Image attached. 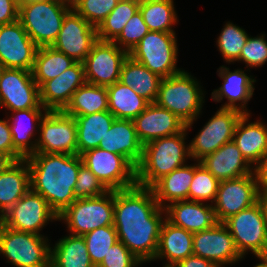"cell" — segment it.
Returning <instances> with one entry per match:
<instances>
[{
	"label": "cell",
	"instance_id": "6da1fadb",
	"mask_svg": "<svg viewBox=\"0 0 267 267\" xmlns=\"http://www.w3.org/2000/svg\"><path fill=\"white\" fill-rule=\"evenodd\" d=\"M163 211L149 187L135 185L114 191L113 225L118 240L141 262L155 259Z\"/></svg>",
	"mask_w": 267,
	"mask_h": 267
},
{
	"label": "cell",
	"instance_id": "7a4b0ae2",
	"mask_svg": "<svg viewBox=\"0 0 267 267\" xmlns=\"http://www.w3.org/2000/svg\"><path fill=\"white\" fill-rule=\"evenodd\" d=\"M31 189L43 196L50 208L61 214L75 200L74 188L79 168L78 154L33 153L26 157Z\"/></svg>",
	"mask_w": 267,
	"mask_h": 267
},
{
	"label": "cell",
	"instance_id": "3957f363",
	"mask_svg": "<svg viewBox=\"0 0 267 267\" xmlns=\"http://www.w3.org/2000/svg\"><path fill=\"white\" fill-rule=\"evenodd\" d=\"M186 131L143 145L142 158L136 167V185L150 188L161 177L184 165L185 158L190 157L189 146L184 142Z\"/></svg>",
	"mask_w": 267,
	"mask_h": 267
},
{
	"label": "cell",
	"instance_id": "277c9868",
	"mask_svg": "<svg viewBox=\"0 0 267 267\" xmlns=\"http://www.w3.org/2000/svg\"><path fill=\"white\" fill-rule=\"evenodd\" d=\"M71 9L72 4L64 0L26 3L19 5L18 20L38 47L52 46Z\"/></svg>",
	"mask_w": 267,
	"mask_h": 267
},
{
	"label": "cell",
	"instance_id": "5b68a950",
	"mask_svg": "<svg viewBox=\"0 0 267 267\" xmlns=\"http://www.w3.org/2000/svg\"><path fill=\"white\" fill-rule=\"evenodd\" d=\"M203 93L197 81L185 71L166 77L159 85L155 103L174 113L188 130L194 119L200 114Z\"/></svg>",
	"mask_w": 267,
	"mask_h": 267
},
{
	"label": "cell",
	"instance_id": "8992f818",
	"mask_svg": "<svg viewBox=\"0 0 267 267\" xmlns=\"http://www.w3.org/2000/svg\"><path fill=\"white\" fill-rule=\"evenodd\" d=\"M223 224L242 257L248 249L260 259L267 257V219L258 201L226 219Z\"/></svg>",
	"mask_w": 267,
	"mask_h": 267
},
{
	"label": "cell",
	"instance_id": "52a82bcc",
	"mask_svg": "<svg viewBox=\"0 0 267 267\" xmlns=\"http://www.w3.org/2000/svg\"><path fill=\"white\" fill-rule=\"evenodd\" d=\"M44 236L18 231L0 223V253L16 267H50V249Z\"/></svg>",
	"mask_w": 267,
	"mask_h": 267
},
{
	"label": "cell",
	"instance_id": "ba28073f",
	"mask_svg": "<svg viewBox=\"0 0 267 267\" xmlns=\"http://www.w3.org/2000/svg\"><path fill=\"white\" fill-rule=\"evenodd\" d=\"M175 32L149 31L128 54L162 79L179 73L176 68Z\"/></svg>",
	"mask_w": 267,
	"mask_h": 267
},
{
	"label": "cell",
	"instance_id": "9c48e42d",
	"mask_svg": "<svg viewBox=\"0 0 267 267\" xmlns=\"http://www.w3.org/2000/svg\"><path fill=\"white\" fill-rule=\"evenodd\" d=\"M114 191L109 190L98 197L76 199L61 214L58 220L67 222L72 235H84L99 227L113 225Z\"/></svg>",
	"mask_w": 267,
	"mask_h": 267
},
{
	"label": "cell",
	"instance_id": "30bf717a",
	"mask_svg": "<svg viewBox=\"0 0 267 267\" xmlns=\"http://www.w3.org/2000/svg\"><path fill=\"white\" fill-rule=\"evenodd\" d=\"M83 164L108 190H122L136 185V169L121 155L94 148L81 155Z\"/></svg>",
	"mask_w": 267,
	"mask_h": 267
},
{
	"label": "cell",
	"instance_id": "8fae6325",
	"mask_svg": "<svg viewBox=\"0 0 267 267\" xmlns=\"http://www.w3.org/2000/svg\"><path fill=\"white\" fill-rule=\"evenodd\" d=\"M38 123L41 133L36 141V153L77 154L74 117L63 111H47Z\"/></svg>",
	"mask_w": 267,
	"mask_h": 267
},
{
	"label": "cell",
	"instance_id": "7c38bea8",
	"mask_svg": "<svg viewBox=\"0 0 267 267\" xmlns=\"http://www.w3.org/2000/svg\"><path fill=\"white\" fill-rule=\"evenodd\" d=\"M117 45L113 41L102 40L93 44L83 62L87 83L108 87L119 81L121 66L128 53Z\"/></svg>",
	"mask_w": 267,
	"mask_h": 267
},
{
	"label": "cell",
	"instance_id": "4fadbf2b",
	"mask_svg": "<svg viewBox=\"0 0 267 267\" xmlns=\"http://www.w3.org/2000/svg\"><path fill=\"white\" fill-rule=\"evenodd\" d=\"M57 220L58 215L46 199L31 188L2 216L0 223L8 228L38 235L47 221Z\"/></svg>",
	"mask_w": 267,
	"mask_h": 267
},
{
	"label": "cell",
	"instance_id": "5bb4252c",
	"mask_svg": "<svg viewBox=\"0 0 267 267\" xmlns=\"http://www.w3.org/2000/svg\"><path fill=\"white\" fill-rule=\"evenodd\" d=\"M258 201V184L255 172L242 177L221 181L215 198L214 213L217 222L252 206Z\"/></svg>",
	"mask_w": 267,
	"mask_h": 267
},
{
	"label": "cell",
	"instance_id": "9a60e30c",
	"mask_svg": "<svg viewBox=\"0 0 267 267\" xmlns=\"http://www.w3.org/2000/svg\"><path fill=\"white\" fill-rule=\"evenodd\" d=\"M39 87L32 71L4 68L0 75V106L11 111L41 106Z\"/></svg>",
	"mask_w": 267,
	"mask_h": 267
},
{
	"label": "cell",
	"instance_id": "2e32d148",
	"mask_svg": "<svg viewBox=\"0 0 267 267\" xmlns=\"http://www.w3.org/2000/svg\"><path fill=\"white\" fill-rule=\"evenodd\" d=\"M242 115L237 109L220 108L189 144L190 157L200 161L232 141L236 124Z\"/></svg>",
	"mask_w": 267,
	"mask_h": 267
},
{
	"label": "cell",
	"instance_id": "e0dca14e",
	"mask_svg": "<svg viewBox=\"0 0 267 267\" xmlns=\"http://www.w3.org/2000/svg\"><path fill=\"white\" fill-rule=\"evenodd\" d=\"M97 40V28L72 8L64 17L57 40L52 47L75 62L83 63Z\"/></svg>",
	"mask_w": 267,
	"mask_h": 267
},
{
	"label": "cell",
	"instance_id": "ac0fdd59",
	"mask_svg": "<svg viewBox=\"0 0 267 267\" xmlns=\"http://www.w3.org/2000/svg\"><path fill=\"white\" fill-rule=\"evenodd\" d=\"M37 49L19 20L0 25V61L4 68L32 71Z\"/></svg>",
	"mask_w": 267,
	"mask_h": 267
},
{
	"label": "cell",
	"instance_id": "d6986e66",
	"mask_svg": "<svg viewBox=\"0 0 267 267\" xmlns=\"http://www.w3.org/2000/svg\"><path fill=\"white\" fill-rule=\"evenodd\" d=\"M193 254L207 259L221 267L243 258L237 251L227 227L217 222L212 228L193 235Z\"/></svg>",
	"mask_w": 267,
	"mask_h": 267
},
{
	"label": "cell",
	"instance_id": "ffe728a7",
	"mask_svg": "<svg viewBox=\"0 0 267 267\" xmlns=\"http://www.w3.org/2000/svg\"><path fill=\"white\" fill-rule=\"evenodd\" d=\"M84 64L75 62L58 77L39 87L40 101L47 111H63L72 95L85 83Z\"/></svg>",
	"mask_w": 267,
	"mask_h": 267
},
{
	"label": "cell",
	"instance_id": "44dd1931",
	"mask_svg": "<svg viewBox=\"0 0 267 267\" xmlns=\"http://www.w3.org/2000/svg\"><path fill=\"white\" fill-rule=\"evenodd\" d=\"M133 122L138 139L143 145L158 138L178 134L186 125L174 113L156 103H149Z\"/></svg>",
	"mask_w": 267,
	"mask_h": 267
},
{
	"label": "cell",
	"instance_id": "7402d4cb",
	"mask_svg": "<svg viewBox=\"0 0 267 267\" xmlns=\"http://www.w3.org/2000/svg\"><path fill=\"white\" fill-rule=\"evenodd\" d=\"M98 148L123 156L135 169L142 158L143 144L138 139L133 120L115 118Z\"/></svg>",
	"mask_w": 267,
	"mask_h": 267
},
{
	"label": "cell",
	"instance_id": "603a6c76",
	"mask_svg": "<svg viewBox=\"0 0 267 267\" xmlns=\"http://www.w3.org/2000/svg\"><path fill=\"white\" fill-rule=\"evenodd\" d=\"M164 206L166 219L191 233L210 229L217 223L213 206L203 202L182 200Z\"/></svg>",
	"mask_w": 267,
	"mask_h": 267
},
{
	"label": "cell",
	"instance_id": "cb8c5ba5",
	"mask_svg": "<svg viewBox=\"0 0 267 267\" xmlns=\"http://www.w3.org/2000/svg\"><path fill=\"white\" fill-rule=\"evenodd\" d=\"M199 162L219 182L254 173L233 140L222 145Z\"/></svg>",
	"mask_w": 267,
	"mask_h": 267
},
{
	"label": "cell",
	"instance_id": "d4e9b609",
	"mask_svg": "<svg viewBox=\"0 0 267 267\" xmlns=\"http://www.w3.org/2000/svg\"><path fill=\"white\" fill-rule=\"evenodd\" d=\"M248 114H243L238 120L233 141L249 164L257 166L267 155V126L257 122L248 123ZM246 124V125H245Z\"/></svg>",
	"mask_w": 267,
	"mask_h": 267
},
{
	"label": "cell",
	"instance_id": "484cf974",
	"mask_svg": "<svg viewBox=\"0 0 267 267\" xmlns=\"http://www.w3.org/2000/svg\"><path fill=\"white\" fill-rule=\"evenodd\" d=\"M217 72H219L220 78L224 81L219 89L212 92V99L219 102L225 96L228 99V103H225L221 108L237 109L243 114H248L244 108L253 95V82L256 80L248 77L242 70L231 72L229 68L224 66ZM237 101H242L240 107L236 105Z\"/></svg>",
	"mask_w": 267,
	"mask_h": 267
},
{
	"label": "cell",
	"instance_id": "4316f807",
	"mask_svg": "<svg viewBox=\"0 0 267 267\" xmlns=\"http://www.w3.org/2000/svg\"><path fill=\"white\" fill-rule=\"evenodd\" d=\"M193 235L194 233L173 225L165 218L160 230L155 259L166 257L168 264L165 266H174L189 257L193 254Z\"/></svg>",
	"mask_w": 267,
	"mask_h": 267
},
{
	"label": "cell",
	"instance_id": "83f0119b",
	"mask_svg": "<svg viewBox=\"0 0 267 267\" xmlns=\"http://www.w3.org/2000/svg\"><path fill=\"white\" fill-rule=\"evenodd\" d=\"M30 188V169L26 158L14 161L0 174V216Z\"/></svg>",
	"mask_w": 267,
	"mask_h": 267
},
{
	"label": "cell",
	"instance_id": "f1b7e54d",
	"mask_svg": "<svg viewBox=\"0 0 267 267\" xmlns=\"http://www.w3.org/2000/svg\"><path fill=\"white\" fill-rule=\"evenodd\" d=\"M161 80V77L130 56L124 60L121 66L119 82L131 87L149 103H155Z\"/></svg>",
	"mask_w": 267,
	"mask_h": 267
},
{
	"label": "cell",
	"instance_id": "f546056e",
	"mask_svg": "<svg viewBox=\"0 0 267 267\" xmlns=\"http://www.w3.org/2000/svg\"><path fill=\"white\" fill-rule=\"evenodd\" d=\"M77 127V154L98 148L101 139L109 131L115 120L109 111L96 112L90 115L75 116Z\"/></svg>",
	"mask_w": 267,
	"mask_h": 267
},
{
	"label": "cell",
	"instance_id": "4dcf8cb0",
	"mask_svg": "<svg viewBox=\"0 0 267 267\" xmlns=\"http://www.w3.org/2000/svg\"><path fill=\"white\" fill-rule=\"evenodd\" d=\"M194 166L183 165L157 180L150 188L161 208L163 203L188 200Z\"/></svg>",
	"mask_w": 267,
	"mask_h": 267
},
{
	"label": "cell",
	"instance_id": "1f68e13d",
	"mask_svg": "<svg viewBox=\"0 0 267 267\" xmlns=\"http://www.w3.org/2000/svg\"><path fill=\"white\" fill-rule=\"evenodd\" d=\"M50 267H95L83 236L69 235L50 249Z\"/></svg>",
	"mask_w": 267,
	"mask_h": 267
},
{
	"label": "cell",
	"instance_id": "d6a6232c",
	"mask_svg": "<svg viewBox=\"0 0 267 267\" xmlns=\"http://www.w3.org/2000/svg\"><path fill=\"white\" fill-rule=\"evenodd\" d=\"M106 110H109L107 88L85 82L72 95L63 112L75 117Z\"/></svg>",
	"mask_w": 267,
	"mask_h": 267
},
{
	"label": "cell",
	"instance_id": "836d02e7",
	"mask_svg": "<svg viewBox=\"0 0 267 267\" xmlns=\"http://www.w3.org/2000/svg\"><path fill=\"white\" fill-rule=\"evenodd\" d=\"M106 88L108 92L109 111L117 119L134 120L149 104L147 100L139 96L131 87L119 81Z\"/></svg>",
	"mask_w": 267,
	"mask_h": 267
},
{
	"label": "cell",
	"instance_id": "e575fe53",
	"mask_svg": "<svg viewBox=\"0 0 267 267\" xmlns=\"http://www.w3.org/2000/svg\"><path fill=\"white\" fill-rule=\"evenodd\" d=\"M74 63L72 58L55 50L52 46L38 47L32 69L33 79L40 87L44 82L61 75Z\"/></svg>",
	"mask_w": 267,
	"mask_h": 267
},
{
	"label": "cell",
	"instance_id": "d590c367",
	"mask_svg": "<svg viewBox=\"0 0 267 267\" xmlns=\"http://www.w3.org/2000/svg\"><path fill=\"white\" fill-rule=\"evenodd\" d=\"M41 109H43L44 112H47V110L42 105L36 109L14 111V116L12 117L13 121L11 122V124L9 122L13 146L24 158L32 155L33 153H36V142L33 144L30 141V138L33 137V131H35L33 130L34 127H36L35 121L40 122L42 117L45 115L42 114ZM23 117L29 118L32 121V126L30 125V127L28 128H26V126L24 127L23 122L21 121L22 119H24Z\"/></svg>",
	"mask_w": 267,
	"mask_h": 267
},
{
	"label": "cell",
	"instance_id": "8d00e7d4",
	"mask_svg": "<svg viewBox=\"0 0 267 267\" xmlns=\"http://www.w3.org/2000/svg\"><path fill=\"white\" fill-rule=\"evenodd\" d=\"M139 10L149 31L174 32L171 26L177 16L173 0H140Z\"/></svg>",
	"mask_w": 267,
	"mask_h": 267
},
{
	"label": "cell",
	"instance_id": "74e56055",
	"mask_svg": "<svg viewBox=\"0 0 267 267\" xmlns=\"http://www.w3.org/2000/svg\"><path fill=\"white\" fill-rule=\"evenodd\" d=\"M140 0H119L112 12L97 28V38L113 41L122 31L128 20L139 10Z\"/></svg>",
	"mask_w": 267,
	"mask_h": 267
},
{
	"label": "cell",
	"instance_id": "f35d334b",
	"mask_svg": "<svg viewBox=\"0 0 267 267\" xmlns=\"http://www.w3.org/2000/svg\"><path fill=\"white\" fill-rule=\"evenodd\" d=\"M86 243L88 254L97 267L108 253L109 248L118 241L114 225L99 227L82 235Z\"/></svg>",
	"mask_w": 267,
	"mask_h": 267
},
{
	"label": "cell",
	"instance_id": "ab89813d",
	"mask_svg": "<svg viewBox=\"0 0 267 267\" xmlns=\"http://www.w3.org/2000/svg\"><path fill=\"white\" fill-rule=\"evenodd\" d=\"M220 182L200 162L194 165V176L188 192L189 201H215Z\"/></svg>",
	"mask_w": 267,
	"mask_h": 267
},
{
	"label": "cell",
	"instance_id": "60d3db41",
	"mask_svg": "<svg viewBox=\"0 0 267 267\" xmlns=\"http://www.w3.org/2000/svg\"><path fill=\"white\" fill-rule=\"evenodd\" d=\"M244 29L227 23L217 40L219 51L226 62L237 61L241 55V50L248 39Z\"/></svg>",
	"mask_w": 267,
	"mask_h": 267
},
{
	"label": "cell",
	"instance_id": "b9f144b4",
	"mask_svg": "<svg viewBox=\"0 0 267 267\" xmlns=\"http://www.w3.org/2000/svg\"><path fill=\"white\" fill-rule=\"evenodd\" d=\"M119 0H75L72 8L93 27L98 28Z\"/></svg>",
	"mask_w": 267,
	"mask_h": 267
},
{
	"label": "cell",
	"instance_id": "7bdbcfd3",
	"mask_svg": "<svg viewBox=\"0 0 267 267\" xmlns=\"http://www.w3.org/2000/svg\"><path fill=\"white\" fill-rule=\"evenodd\" d=\"M148 32L149 29L143 20L142 13L138 10L113 42L124 46V50L129 54Z\"/></svg>",
	"mask_w": 267,
	"mask_h": 267
},
{
	"label": "cell",
	"instance_id": "ee69618b",
	"mask_svg": "<svg viewBox=\"0 0 267 267\" xmlns=\"http://www.w3.org/2000/svg\"><path fill=\"white\" fill-rule=\"evenodd\" d=\"M108 191L102 182L84 164L79 168L77 182L74 188L76 199L98 197Z\"/></svg>",
	"mask_w": 267,
	"mask_h": 267
},
{
	"label": "cell",
	"instance_id": "f6af8a7d",
	"mask_svg": "<svg viewBox=\"0 0 267 267\" xmlns=\"http://www.w3.org/2000/svg\"><path fill=\"white\" fill-rule=\"evenodd\" d=\"M140 263L142 262L118 240L97 267H137Z\"/></svg>",
	"mask_w": 267,
	"mask_h": 267
},
{
	"label": "cell",
	"instance_id": "bcb514c9",
	"mask_svg": "<svg viewBox=\"0 0 267 267\" xmlns=\"http://www.w3.org/2000/svg\"><path fill=\"white\" fill-rule=\"evenodd\" d=\"M239 60H243L249 67H259L267 61V42L263 34L260 37H248Z\"/></svg>",
	"mask_w": 267,
	"mask_h": 267
},
{
	"label": "cell",
	"instance_id": "7dc6e473",
	"mask_svg": "<svg viewBox=\"0 0 267 267\" xmlns=\"http://www.w3.org/2000/svg\"><path fill=\"white\" fill-rule=\"evenodd\" d=\"M9 120H0V152L8 154L14 161L24 157L14 148Z\"/></svg>",
	"mask_w": 267,
	"mask_h": 267
},
{
	"label": "cell",
	"instance_id": "c3c4849f",
	"mask_svg": "<svg viewBox=\"0 0 267 267\" xmlns=\"http://www.w3.org/2000/svg\"><path fill=\"white\" fill-rule=\"evenodd\" d=\"M18 12L17 0H0V25L18 20Z\"/></svg>",
	"mask_w": 267,
	"mask_h": 267
},
{
	"label": "cell",
	"instance_id": "681fc988",
	"mask_svg": "<svg viewBox=\"0 0 267 267\" xmlns=\"http://www.w3.org/2000/svg\"><path fill=\"white\" fill-rule=\"evenodd\" d=\"M174 266L175 267H220L219 265L194 254L190 255L184 260L179 261Z\"/></svg>",
	"mask_w": 267,
	"mask_h": 267
},
{
	"label": "cell",
	"instance_id": "f907efd6",
	"mask_svg": "<svg viewBox=\"0 0 267 267\" xmlns=\"http://www.w3.org/2000/svg\"><path fill=\"white\" fill-rule=\"evenodd\" d=\"M253 170L257 177L258 191H267V155Z\"/></svg>",
	"mask_w": 267,
	"mask_h": 267
},
{
	"label": "cell",
	"instance_id": "816d5d0a",
	"mask_svg": "<svg viewBox=\"0 0 267 267\" xmlns=\"http://www.w3.org/2000/svg\"><path fill=\"white\" fill-rule=\"evenodd\" d=\"M14 160L6 153L0 152V174L4 172Z\"/></svg>",
	"mask_w": 267,
	"mask_h": 267
},
{
	"label": "cell",
	"instance_id": "f5cc1de1",
	"mask_svg": "<svg viewBox=\"0 0 267 267\" xmlns=\"http://www.w3.org/2000/svg\"><path fill=\"white\" fill-rule=\"evenodd\" d=\"M258 202L260 203L263 214L267 219V191H258Z\"/></svg>",
	"mask_w": 267,
	"mask_h": 267
},
{
	"label": "cell",
	"instance_id": "db71d44e",
	"mask_svg": "<svg viewBox=\"0 0 267 267\" xmlns=\"http://www.w3.org/2000/svg\"><path fill=\"white\" fill-rule=\"evenodd\" d=\"M37 1H43V0H17L18 6L26 3H32V2H37Z\"/></svg>",
	"mask_w": 267,
	"mask_h": 267
},
{
	"label": "cell",
	"instance_id": "11a10c76",
	"mask_svg": "<svg viewBox=\"0 0 267 267\" xmlns=\"http://www.w3.org/2000/svg\"><path fill=\"white\" fill-rule=\"evenodd\" d=\"M262 262L257 264L255 267H267V259L266 258H262L260 259Z\"/></svg>",
	"mask_w": 267,
	"mask_h": 267
},
{
	"label": "cell",
	"instance_id": "9f6ffc18",
	"mask_svg": "<svg viewBox=\"0 0 267 267\" xmlns=\"http://www.w3.org/2000/svg\"><path fill=\"white\" fill-rule=\"evenodd\" d=\"M3 69H4V67H3V65H2V63L0 61V75H1V72H2Z\"/></svg>",
	"mask_w": 267,
	"mask_h": 267
},
{
	"label": "cell",
	"instance_id": "6f0895ef",
	"mask_svg": "<svg viewBox=\"0 0 267 267\" xmlns=\"http://www.w3.org/2000/svg\"><path fill=\"white\" fill-rule=\"evenodd\" d=\"M64 1H66V2H68V3H70V4H72L75 0H64Z\"/></svg>",
	"mask_w": 267,
	"mask_h": 267
}]
</instances>
